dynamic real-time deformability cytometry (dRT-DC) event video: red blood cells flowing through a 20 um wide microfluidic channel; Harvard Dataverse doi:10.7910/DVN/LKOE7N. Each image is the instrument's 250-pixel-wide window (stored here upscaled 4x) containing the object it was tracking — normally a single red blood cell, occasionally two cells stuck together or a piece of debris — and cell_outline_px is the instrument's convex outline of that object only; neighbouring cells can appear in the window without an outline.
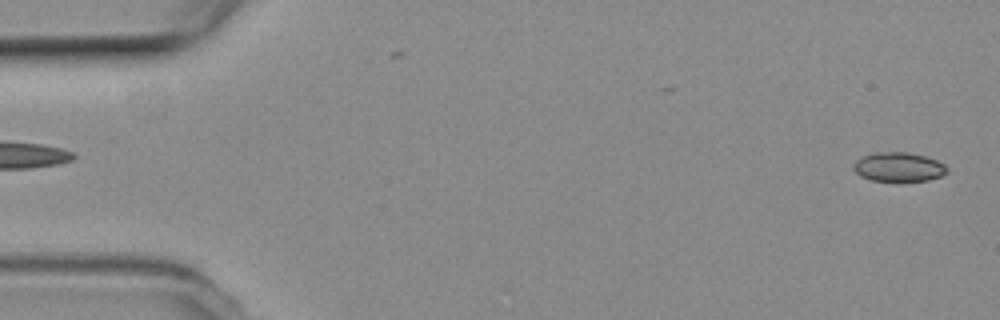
{"species": "common noctule bat (a hibernating species)", "species_latin": "Nyctalus noctula", "temperature_condition": "room temperature", "stored_images_in_passage": 2, "camera_frame_rate_fps": 3000, "um_per_image_px": 0.085, "animal": {"sex": "female", "body_mass_g": 19.3, "forearm_length_mm": 54.1}, "frame": {"image": 1, "passage_image": 2, "time_ms": 0.333, "image_size_px": [1000, 320], "cell_outline_px": [[948, 172], [940, 176], [928, 180], [896, 184], [872, 180], [860, 176], [852, 168], [852, 164], [856, 160], [872, 152], [908, 152], [924, 156], [936, 160], [944, 164], [948, 168]], "centroid_in_image_um": [76.36, 14.23], "position_along_channel_um": 8.6, "area_um2": 16.59}}